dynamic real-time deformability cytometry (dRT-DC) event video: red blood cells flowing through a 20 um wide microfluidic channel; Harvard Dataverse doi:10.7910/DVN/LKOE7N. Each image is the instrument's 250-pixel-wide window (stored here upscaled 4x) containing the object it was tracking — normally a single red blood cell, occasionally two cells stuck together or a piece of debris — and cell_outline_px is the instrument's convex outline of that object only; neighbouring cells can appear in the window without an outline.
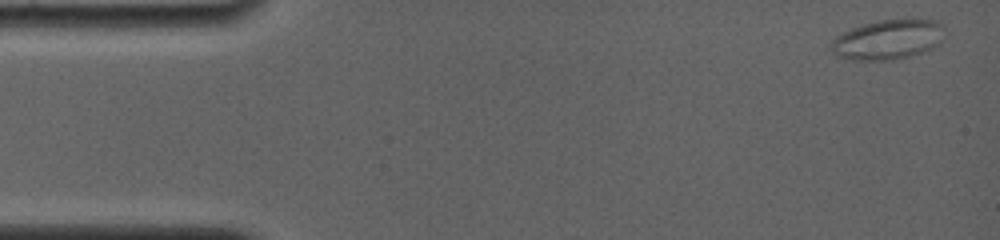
{"species": "common noctule bat (a hibernating species)", "species_latin": "Nyctalus noctula", "temperature_condition": "room temperature", "stored_images_in_passage": 12, "camera_frame_rate_fps": 4000, "um_per_image_px": 0.085, "animal": {"sex": "female", "body_mass_g": 19.0, "forearm_length_mm": 56.7}, "frame": {"image": 1, "passage_image": 1, "time_ms": 0.0, "image_size_px": [1000, 240], "cell_outline_px": [[944, 40], [940, 44], [924, 52], [892, 60], [852, 60], [836, 56], [828, 48], [828, 44], [836, 36], [852, 28], [864, 24], [880, 20], [912, 16], [940, 20], [944, 24]], "centroid_in_image_um": [75.54, 3.32], "position_along_channel_um": 9.5, "area_um2": 27.51}}
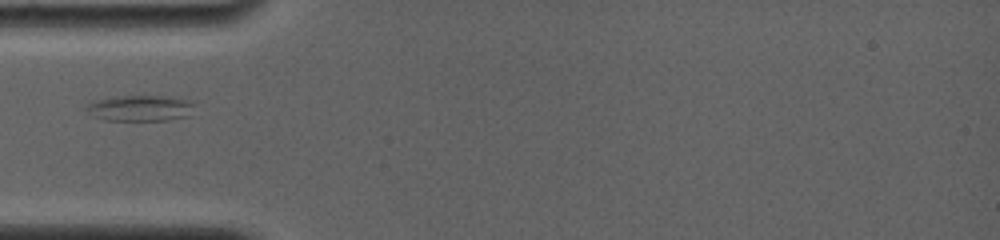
{"frame": {"image": 2, "passage_image": 9, "time_ms": 4.75, "image_size_px": [1000, 240], "cell_outline_px": [[192, 104], [188, 116], [168, 120], [104, 120], [92, 116], [84, 108], [88, 104], [96, 100], [112, 96], [160, 96], [188, 100]], "centroid_in_image_um": [11.82, 9.2], "position_along_channel_um": 73.2, "area_um2": 16.07}}
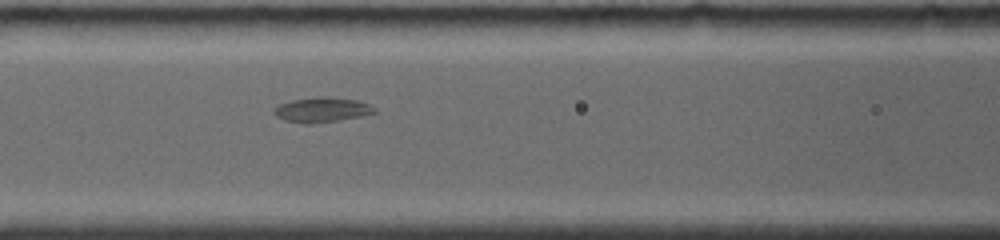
{"frame": {"image": 3, "passage_image": 12, "time_ms": 6.5, "image_size_px": [1000, 240], "cell_outline_px": [[376, 112], [360, 116], [340, 120], [312, 124], [304, 124], [284, 120], [276, 116], [276, 108], [280, 104], [292, 100], [316, 96], [332, 96], [356, 100], [368, 104], [376, 108]], "centroid_in_image_um": [27.38, 9.32], "position_along_channel_um": 139.2, "area_um2": 14.57}}